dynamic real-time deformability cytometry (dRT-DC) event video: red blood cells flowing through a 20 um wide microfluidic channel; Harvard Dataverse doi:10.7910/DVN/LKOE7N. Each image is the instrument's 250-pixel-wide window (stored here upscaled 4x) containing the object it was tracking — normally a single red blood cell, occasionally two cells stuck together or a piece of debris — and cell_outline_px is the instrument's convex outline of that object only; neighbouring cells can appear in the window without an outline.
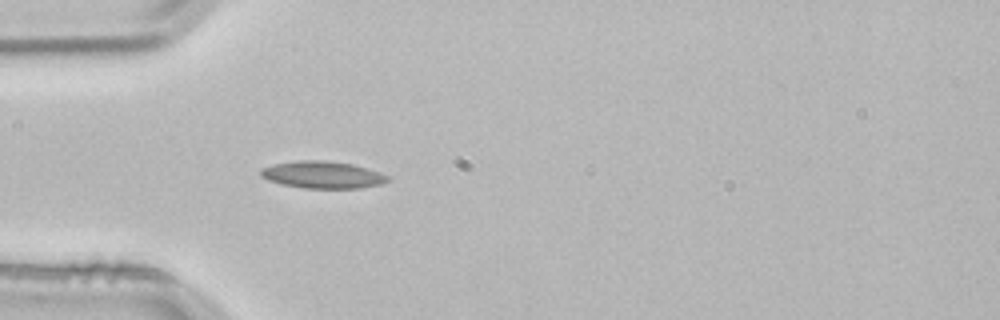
{"species": "common noctule bat (a hibernating species)", "species_latin": "Nyctalus noctula", "temperature_condition": "room temperature", "stored_images_in_passage": 1, "camera_frame_rate_fps": 3000, "um_per_image_px": 0.085, "animal": {"sex": "male", "body_mass_g": 21.5, "forearm_length_mm": 52.0}, "frame": {"image": 1, "passage_image": 1, "time_ms": 0.0, "image_size_px": [1000, 320], "cell_outline_px": [[392, 180], [380, 184], [360, 188], [304, 188], [280, 184], [268, 180], [260, 176], [260, 168], [272, 164], [296, 160], [324, 160], [352, 164], [380, 172], [392, 176]], "centroid_in_image_um": [27.42, 14.85], "position_along_channel_um": 57.6, "area_um2": 20.35}}